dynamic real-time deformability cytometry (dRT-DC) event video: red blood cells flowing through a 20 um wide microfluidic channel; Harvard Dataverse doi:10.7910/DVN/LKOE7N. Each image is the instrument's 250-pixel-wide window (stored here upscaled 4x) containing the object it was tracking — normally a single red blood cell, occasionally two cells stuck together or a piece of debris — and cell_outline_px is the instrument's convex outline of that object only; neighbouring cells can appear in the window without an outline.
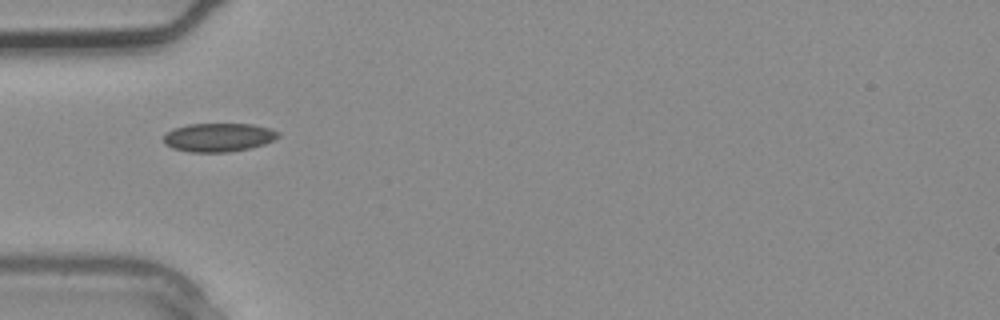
{"species": "common noctule bat (a hibernating species)", "species_latin": "Nyctalus noctula", "temperature_condition": "warm", "stored_images_in_passage": 1, "camera_frame_rate_fps": 3000, "um_per_image_px": 0.085, "animal": {"sex": "male", "body_mass_g": 20.4}, "frame": {"image": 1, "passage_image": 1, "time_ms": 0.0, "image_size_px": [1000, 320], "cell_outline_px": [[280, 136], [264, 144], [248, 148], [228, 152], [188, 152], [172, 148], [164, 144], [164, 136], [172, 128], [188, 124], [252, 124], [268, 128], [280, 132]], "centroid_in_image_um": [18.55, 11.67], "position_along_channel_um": 66.5, "area_um2": 19.07}}